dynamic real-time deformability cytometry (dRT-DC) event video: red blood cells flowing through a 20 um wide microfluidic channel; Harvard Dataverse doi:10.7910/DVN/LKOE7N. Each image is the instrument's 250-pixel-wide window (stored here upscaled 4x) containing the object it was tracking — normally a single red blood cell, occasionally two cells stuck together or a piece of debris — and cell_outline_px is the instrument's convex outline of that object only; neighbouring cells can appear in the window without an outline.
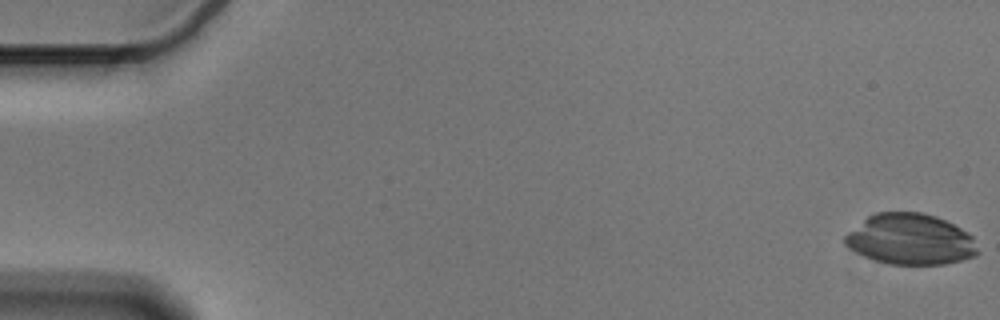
{"species": "Egyptian fruit bat (a non-hibernating species)", "species_latin": "Rousettus aegyptiacus", "temperature_condition": "cold", "stored_images_in_passage": 18, "camera_frame_rate_fps": 3000, "um_per_image_px": 0.085, "animal": {"sex": "male"}, "frame": {"image": 1, "passage_image": 1, "time_ms": 0.0, "image_size_px": [1000, 320], "cell_outline_px": [[980, 252], [976, 256], [944, 264], [888, 264], [864, 256], [848, 248], [844, 244], [844, 236], [848, 232], [868, 216], [876, 212], [920, 212], [936, 216], [960, 228], [972, 236]], "centroid_in_image_um": [77.37, 20.34], "position_along_channel_um": 7.6, "area_um2": 39.25}}